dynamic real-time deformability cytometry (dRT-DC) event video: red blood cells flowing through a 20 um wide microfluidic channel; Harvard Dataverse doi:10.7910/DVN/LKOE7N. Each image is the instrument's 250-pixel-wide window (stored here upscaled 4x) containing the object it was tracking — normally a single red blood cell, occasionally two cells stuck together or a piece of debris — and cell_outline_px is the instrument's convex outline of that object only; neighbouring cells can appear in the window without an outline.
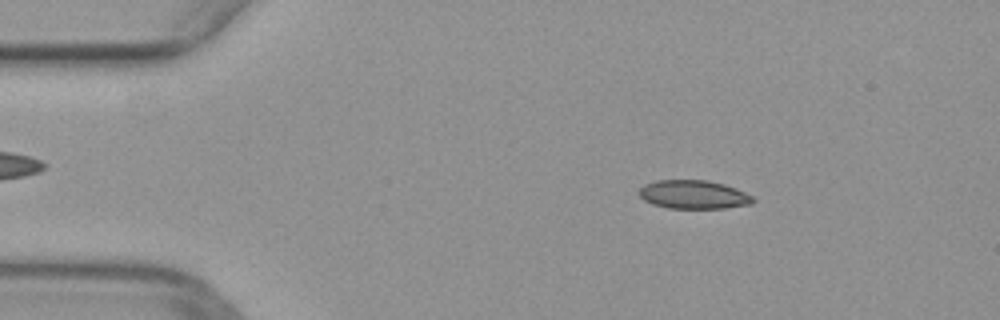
{"species": "common noctule bat (a hibernating species)", "species_latin": "Nyctalus noctula", "temperature_condition": "warm", "stored_images_in_passage": 51, "segment_of_instrument_passage": [1, 2], "camera_frame_rate_fps": 3000, "um_per_image_px": 0.085, "animal": {"sex": "female", "body_mass_g": 29.2, "forearm_length_mm": 56.3}, "frame": {"image": 1, "passage_image": 8, "time_ms": 2.333, "image_size_px": [1000, 320], "cell_outline_px": [[756, 200], [752, 204], [724, 208], [668, 208], [652, 204], [644, 200], [640, 196], [640, 188], [644, 184], [656, 180], [708, 180], [724, 184], [736, 188], [752, 196]], "centroid_in_image_um": [58.96, 16.53], "position_along_channel_um": 26.0, "area_um2": 19.02}}
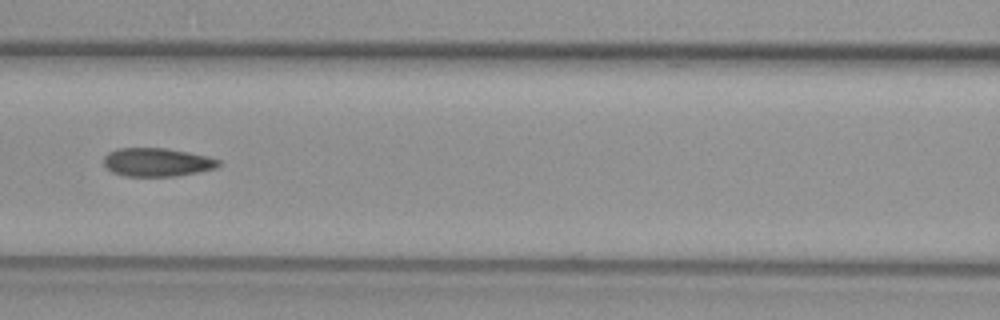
{"frame": {"image": 2, "passage_image": 22, "time_ms": 7.0, "image_size_px": [1000, 320], "cell_outline_px": [[220, 164], [216, 168], [176, 176], [124, 176], [112, 172], [104, 168], [104, 156], [108, 152], [116, 148], [164, 148], [188, 152], [208, 156], [220, 160]], "centroid_in_image_um": [13.31, 13.78], "position_along_channel_um": 153.3, "area_um2": 19.13}}
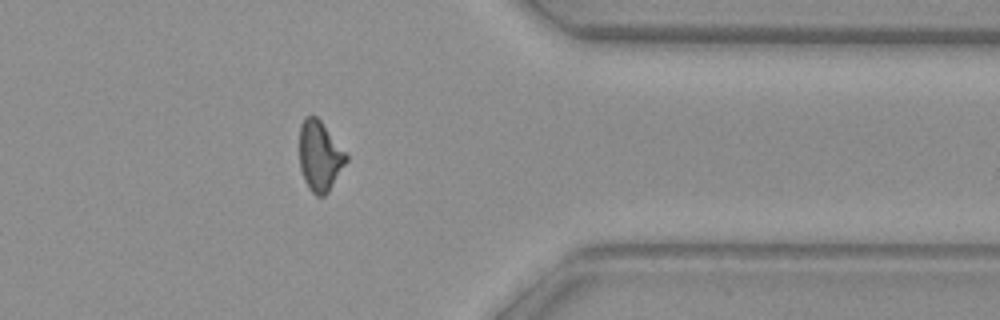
{"frame": {"image": 3, "passage_image": 40, "time_ms": 13.0, "image_size_px": [1000, 320], "cell_outline_px": [[348, 160], [328, 192], [324, 196], [316, 196], [308, 188], [304, 180], [300, 168], [300, 124], [304, 116], [316, 116], [320, 120], [348, 156]], "centroid_in_image_um": [27.17, 13.27], "position_along_channel_um": 384.2, "area_um2": 18.96}}